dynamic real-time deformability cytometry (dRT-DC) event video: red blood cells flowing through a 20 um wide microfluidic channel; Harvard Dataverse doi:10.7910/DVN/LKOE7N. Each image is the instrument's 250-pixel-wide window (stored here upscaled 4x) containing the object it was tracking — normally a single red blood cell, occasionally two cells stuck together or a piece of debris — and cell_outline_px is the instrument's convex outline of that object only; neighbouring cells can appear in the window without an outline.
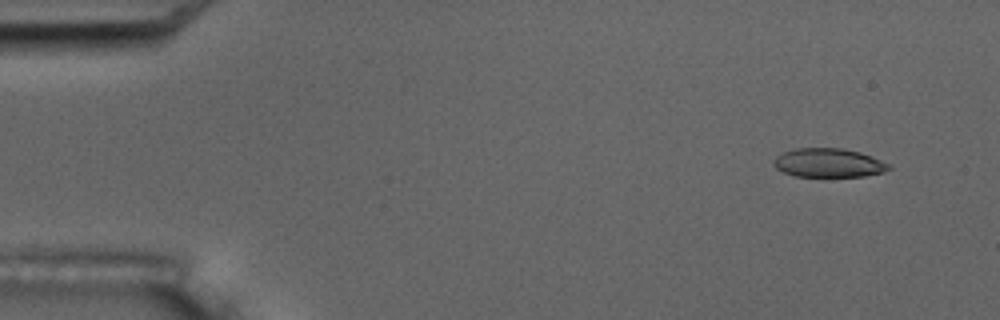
{"species": "common noctule bat (a hibernating species)", "species_latin": "Nyctalus noctula", "temperature_condition": "room temperature", "stored_images_in_passage": 4, "camera_frame_rate_fps": 3000, "um_per_image_px": 0.085, "animal": {"sex": "male", "body_mass_g": 17.5, "forearm_length_mm": 52.3}, "frame": {"image": 1, "passage_image": 1, "time_ms": 0.0, "image_size_px": [1000, 320], "cell_outline_px": [[892, 168], [884, 172], [864, 176], [796, 176], [784, 172], [776, 168], [772, 164], [772, 160], [776, 156], [784, 152], [796, 148], [844, 148], [860, 152], [872, 156], [892, 164]], "centroid_in_image_um": [70.46, 13.83], "position_along_channel_um": 14.5, "area_um2": 19.54}}